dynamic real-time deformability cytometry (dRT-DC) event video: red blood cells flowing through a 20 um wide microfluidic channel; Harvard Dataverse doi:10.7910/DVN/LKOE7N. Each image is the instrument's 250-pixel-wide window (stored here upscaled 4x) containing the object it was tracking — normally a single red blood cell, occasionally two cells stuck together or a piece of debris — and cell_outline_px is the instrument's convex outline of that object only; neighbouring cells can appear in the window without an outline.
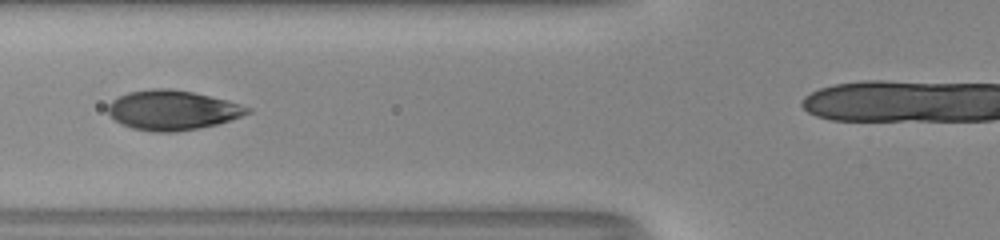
{"species": "human", "species_latin": "Homo sapiens", "temperature_condition": "room temperature", "stored_images_in_passage": 46, "camera_frame_rate_fps": 3000, "um_per_image_px": 0.085, "donor": {"sex": "male"}, "frame": {"image": 1, "passage_image": 22, "time_ms": 7.0, "image_size_px": [1000, 240], "cell_outline_px": [[252, 112], [216, 124], [200, 128], [176, 132], [152, 132], [132, 128], [116, 120], [108, 112], [108, 104], [112, 100], [128, 92], [152, 88], [168, 88], [192, 92], [228, 100], [252, 108]], "centroid_in_image_um": [14.66, 9.36], "position_along_channel_um": 111.1, "area_um2": 32.08}}
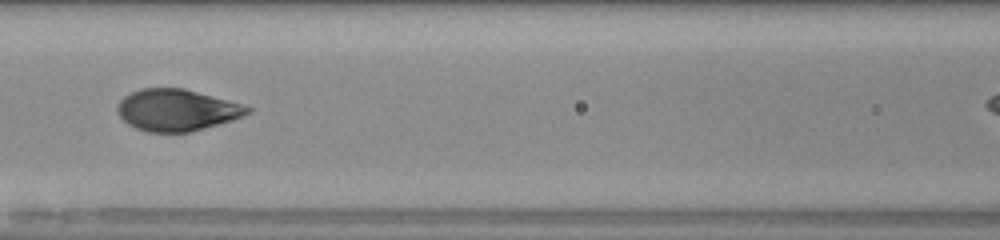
{"frame": {"image": 2, "passage_image": 25, "time_ms": 8.0, "image_size_px": [1000, 240], "cell_outline_px": [[252, 112], [232, 120], [204, 128], [188, 132], [148, 132], [136, 128], [128, 124], [116, 112], [116, 108], [120, 100], [124, 96], [140, 88], [184, 88], [240, 104], [252, 108]], "centroid_in_image_um": [14.99, 9.35], "position_along_channel_um": 151.6, "area_um2": 31.33}}
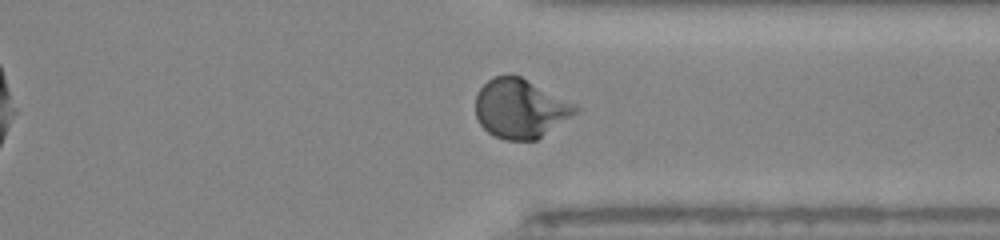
{"frame": {"image": 3, "passage_image": 41, "time_ms": 13.333, "image_size_px": [1000, 240], "cell_outline_px": [[584, 108], [580, 112], [536, 140], [504, 140], [492, 136], [480, 124], [476, 116], [476, 96], [480, 88], [492, 76], [508, 72], [520, 76]], "centroid_in_image_um": [44.25, 9.21], "position_along_channel_um": 367.2, "area_um2": 35.03}}